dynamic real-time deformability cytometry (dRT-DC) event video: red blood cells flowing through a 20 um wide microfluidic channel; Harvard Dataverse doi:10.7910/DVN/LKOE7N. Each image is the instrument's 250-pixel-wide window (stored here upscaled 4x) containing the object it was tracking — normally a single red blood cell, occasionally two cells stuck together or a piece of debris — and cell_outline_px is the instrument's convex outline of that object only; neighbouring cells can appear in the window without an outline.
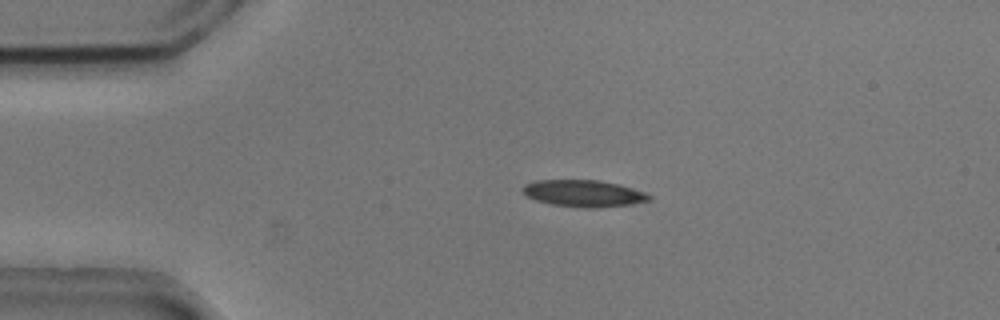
{"species": "common noctule bat (a hibernating species)", "species_latin": "Nyctalus noctula", "temperature_condition": "cold", "stored_images_in_passage": 52, "camera_frame_rate_fps": 3000, "um_per_image_px": 0.085, "animal": {"sex": "male", "body_mass_g": 20.5, "forearm_length_mm": 52.5}, "frame": {"image": 1, "passage_image": 10, "time_ms": 3.0, "image_size_px": [1000, 320], "cell_outline_px": [[652, 196], [648, 200], [628, 204], [596, 208], [584, 208], [552, 204], [536, 200], [524, 196], [520, 188], [524, 184], [532, 180], [600, 180], [632, 188], [644, 192]], "centroid_in_image_um": [49.51, 16.43], "position_along_channel_um": 35.5, "area_um2": 19.71}}
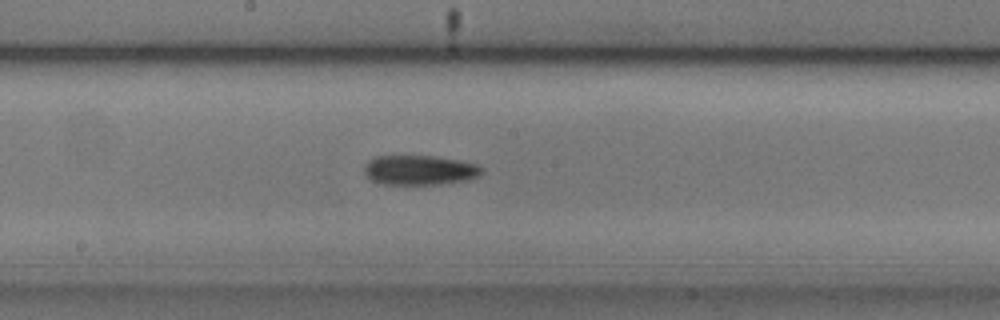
{"frame": {"image": 2, "passage_image": 27, "time_ms": 8.667, "image_size_px": [1000, 320], "cell_outline_px": [[484, 172], [480, 176], [468, 180], [440, 184], [384, 184], [372, 180], [364, 172], [364, 164], [368, 160], [376, 156], [436, 156], [460, 160], [476, 164], [484, 168]], "centroid_in_image_um": [35.71, 14.45], "position_along_channel_um": 212.5, "area_um2": 20.52}}
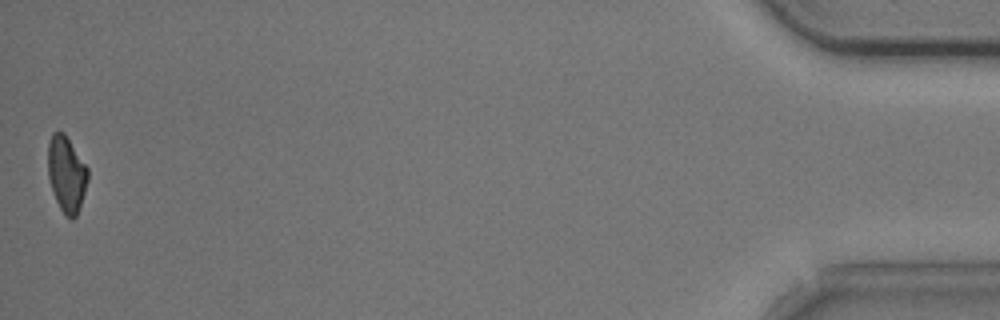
{"frame": {"image": 3, "passage_image": 52, "time_ms": 17.0, "image_size_px": [1000, 320], "cell_outline_px": [[88, 180], [76, 216], [72, 220], [64, 216], [56, 200], [48, 176], [48, 140], [52, 132], [64, 132], [88, 168]], "centroid_in_image_um": [5.64, 14.78], "position_along_channel_um": 429.6, "area_um2": 17.57}, "authors_computed_cell_mechanics": {"area_um2": 19.5653, "velocity_mm_per_s": 3.7452, "shape_relaxation_time_tau1_ms": 7.9925, "shape_relaxation_time_tau2_ms": null, "deformation_change_tau1": 0.1451, "deformation_change_tau2": null}}